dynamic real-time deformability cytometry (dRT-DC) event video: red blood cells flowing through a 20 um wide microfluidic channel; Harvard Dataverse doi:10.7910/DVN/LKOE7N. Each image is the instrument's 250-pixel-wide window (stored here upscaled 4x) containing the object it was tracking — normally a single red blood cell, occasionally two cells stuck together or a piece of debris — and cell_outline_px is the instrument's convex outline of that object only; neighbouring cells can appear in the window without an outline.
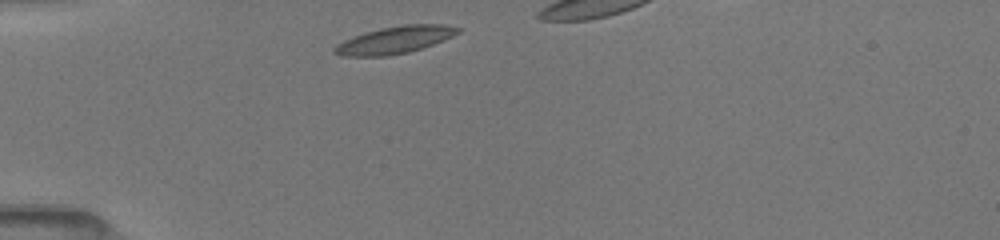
{"species": "common noctule bat (a hibernating species)", "species_latin": "Nyctalus noctula", "temperature_condition": "room temperature", "stored_images_in_passage": 10, "camera_frame_rate_fps": 3000, "um_per_image_px": 0.085, "animal": {"sex": "female", "body_mass_g": 19.5, "forearm_length_mm": 54.1}, "frame": {"image": 1, "passage_image": 1, "time_ms": 0.0, "image_size_px": [1000, 240], "cell_outline_px": [[460, 32], [444, 40], [408, 52], [388, 56], [340, 56], [332, 52], [332, 48], [336, 44], [352, 36], [364, 32], [380, 28], [404, 24], [440, 24], [460, 28]], "centroid_in_image_um": [33.49, 3.39], "position_along_channel_um": 51.5, "area_um2": 19.59}}
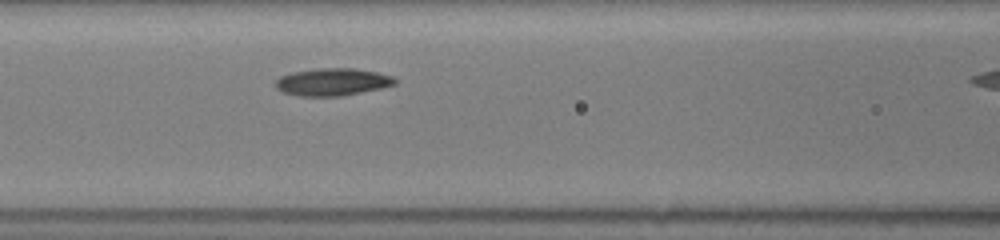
{"frame": {"image": 2, "passage_image": 9, "time_ms": 2.667, "image_size_px": [1000, 240], "cell_outline_px": [[396, 84], [380, 88], [340, 96], [300, 96], [284, 92], [276, 88], [276, 80], [280, 76], [292, 72], [316, 68], [352, 68], [376, 72], [392, 76], [396, 80]], "centroid_in_image_um": [28.24, 6.96], "position_along_channel_um": 138.4, "area_um2": 18.9}}